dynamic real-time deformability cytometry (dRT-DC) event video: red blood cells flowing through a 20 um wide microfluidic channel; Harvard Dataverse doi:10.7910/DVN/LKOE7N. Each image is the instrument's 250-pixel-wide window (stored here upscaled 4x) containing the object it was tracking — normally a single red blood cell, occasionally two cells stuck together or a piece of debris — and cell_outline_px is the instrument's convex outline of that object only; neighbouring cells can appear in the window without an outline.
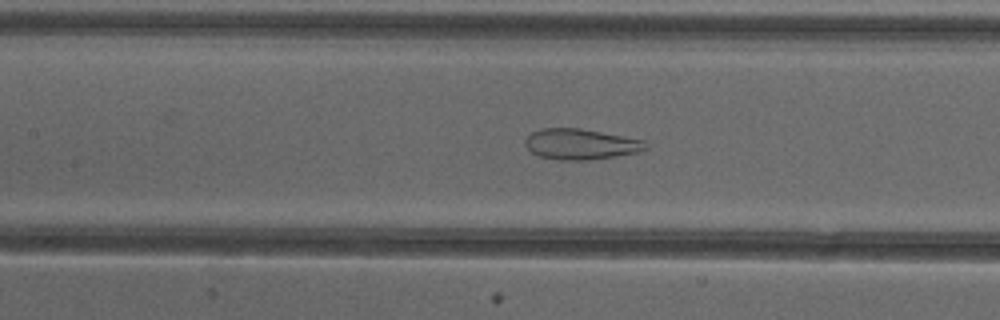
{"species": "common noctule bat (a hibernating species)", "species_latin": "Nyctalus noctula", "temperature_condition": "cold", "stored_images_in_passage": 51, "camera_frame_rate_fps": 3000, "um_per_image_px": 0.085, "animal": {"sex": "female"}, "frame": {"image": 1, "passage_image": 22, "time_ms": 7.0, "image_size_px": [1000, 320], "cell_outline_px": [[648, 148], [636, 152], [616, 156], [592, 160], [560, 160], [540, 156], [532, 152], [524, 144], [524, 140], [532, 132], [544, 128], [580, 128], [644, 140]], "centroid_in_image_um": [49.35, 12.25], "position_along_channel_um": 158.1, "area_um2": 21.39}, "authors_computed_cell_mechanics": {"area_um2": 28.2064, "velocity_mm_per_s": 3.9873, "shape_relaxation_time_tau1_ms": null, "shape_relaxation_time_tau2_ms": 1.579, "deformation_change_tau1": null, "deformation_change_tau2": 0.0968}}